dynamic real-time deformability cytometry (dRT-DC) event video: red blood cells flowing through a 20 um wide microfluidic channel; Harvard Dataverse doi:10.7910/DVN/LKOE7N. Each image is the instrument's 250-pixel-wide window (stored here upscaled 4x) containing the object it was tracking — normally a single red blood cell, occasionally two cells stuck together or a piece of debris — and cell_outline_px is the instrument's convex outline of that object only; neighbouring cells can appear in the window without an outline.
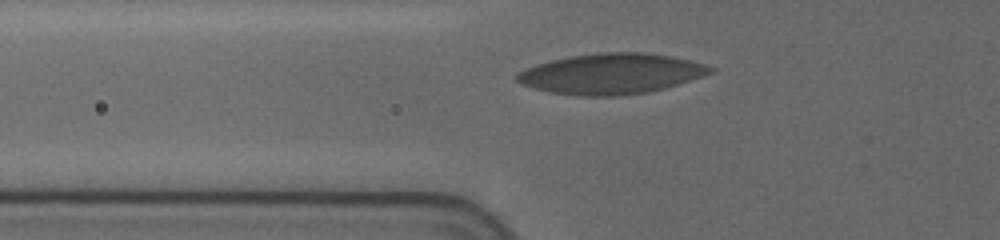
{"species": "human", "species_latin": "Homo sapiens", "temperature_condition": "cold", "stored_images_in_passage": 19, "camera_frame_rate_fps": 3000, "um_per_image_px": 0.085, "donor": {"sex": "female"}, "frame": {"image": 1, "passage_image": 2, "time_ms": 0.667, "image_size_px": [1000, 240], "cell_outline_px": [[716, 68], [712, 72], [664, 88], [648, 92], [620, 96], [580, 96], [548, 92], [520, 84], [516, 80], [516, 72], [524, 68], [536, 64], [568, 56], [600, 52], [648, 52], [672, 56], [704, 64]], "centroid_in_image_um": [51.89, 6.26], "position_along_channel_um": 73.9, "area_um2": 45.72}}
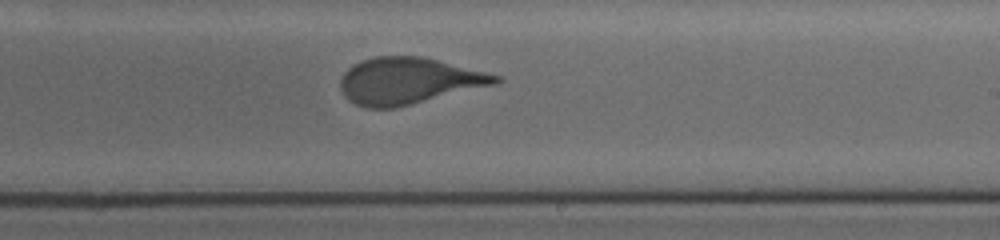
{"frame": {"image": 2, "passage_image": 11, "time_ms": 5.667, "image_size_px": [1000, 240], "cell_outline_px": [[504, 80], [500, 84], [396, 108], [368, 108], [356, 104], [348, 100], [344, 96], [340, 88], [340, 80], [344, 72], [352, 64], [360, 60], [376, 56], [424, 56], [504, 76]], "centroid_in_image_um": [34.8, 6.87], "position_along_channel_um": 254.2, "area_um2": 42.95}}
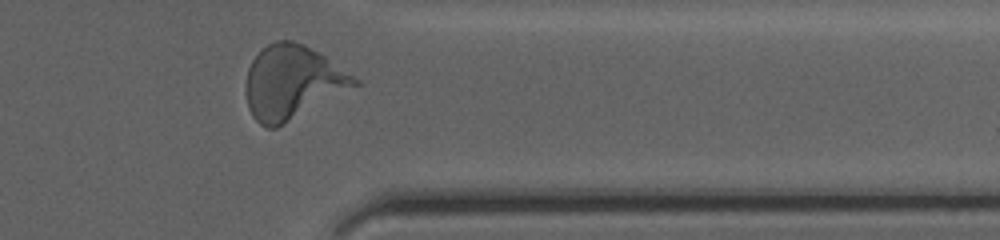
{"frame": {"image": 3, "passage_image": 18, "time_ms": 9.333, "image_size_px": [1000, 240], "cell_outline_px": [[360, 84], [276, 128], [268, 128], [260, 124], [252, 116], [248, 108], [248, 68], [252, 60], [268, 44], [276, 40], [292, 40], [304, 44], [324, 56], [360, 80]], "centroid_in_image_um": [24.86, 7.0], "position_along_channel_um": 386.5, "area_um2": 45.72}}